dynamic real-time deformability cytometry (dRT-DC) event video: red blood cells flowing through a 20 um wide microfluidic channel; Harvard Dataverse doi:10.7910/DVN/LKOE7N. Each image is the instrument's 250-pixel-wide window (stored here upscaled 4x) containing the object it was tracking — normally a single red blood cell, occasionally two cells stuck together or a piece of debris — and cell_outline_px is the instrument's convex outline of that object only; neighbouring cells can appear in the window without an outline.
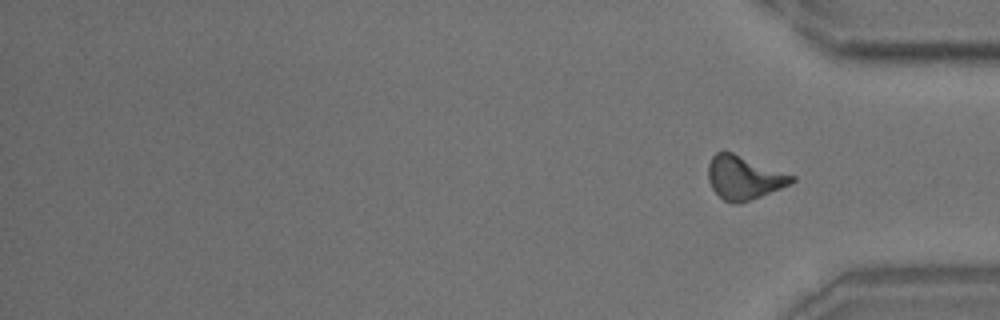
{"species": "common noctule bat (a hibernating species)", "species_latin": "Nyctalus noctula", "temperature_condition": "room temperature", "stored_images_in_passage": 47, "segment_of_instrument_passage": [2, 2], "camera_frame_rate_fps": 3000, "um_per_image_px": 0.085, "animal": {"sex": "male", "body_mass_g": 18.8}, "frame": {"image": 1, "passage_image": 47, "time_ms": 15.333, "image_size_px": [1000, 320], "cell_outline_px": [[796, 180], [780, 188], [760, 196], [748, 200], [724, 200], [712, 188], [708, 180], [708, 164], [712, 156], [716, 152], [732, 152], [796, 176]], "centroid_in_image_um": [63.23, 15.05], "position_along_channel_um": 372.0, "area_um2": 20.52}}